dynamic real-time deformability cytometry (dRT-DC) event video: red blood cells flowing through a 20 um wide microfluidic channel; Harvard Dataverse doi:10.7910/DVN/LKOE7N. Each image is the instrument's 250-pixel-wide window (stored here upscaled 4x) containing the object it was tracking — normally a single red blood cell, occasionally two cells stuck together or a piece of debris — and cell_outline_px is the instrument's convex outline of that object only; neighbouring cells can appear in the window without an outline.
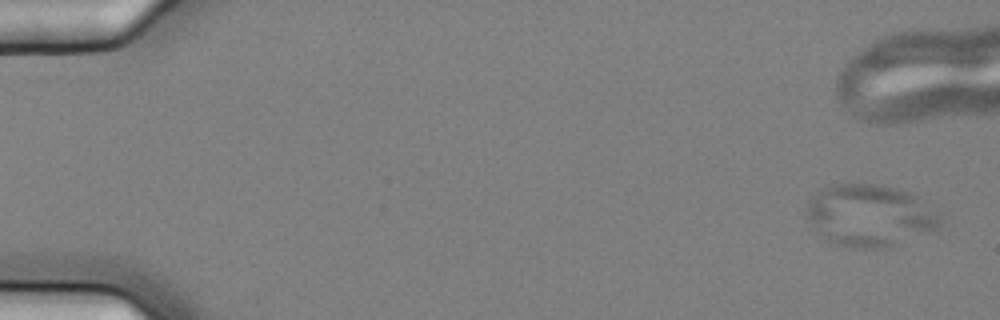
{"species": "common noctule bat (a hibernating species)", "species_latin": "Nyctalus noctula", "temperature_condition": "cold", "stored_images_in_passage": 6, "camera_frame_rate_fps": 3000, "um_per_image_px": 0.085, "animal": {"sex": "female", "body_mass_g": 25.1}, "frame": {"image": 1, "passage_image": 1, "time_ms": 0.0, "image_size_px": [1000, 320], "cell_outline_px": [[940, 224], [936, 228], [888, 248], [856, 248], [836, 244], [828, 240], [816, 232], [808, 216], [808, 200], [820, 188], [832, 184], [876, 184], [908, 192], [916, 196], [940, 216]], "centroid_in_image_um": [73.88, 18.31], "position_along_channel_um": 11.1, "area_um2": 47.51}}